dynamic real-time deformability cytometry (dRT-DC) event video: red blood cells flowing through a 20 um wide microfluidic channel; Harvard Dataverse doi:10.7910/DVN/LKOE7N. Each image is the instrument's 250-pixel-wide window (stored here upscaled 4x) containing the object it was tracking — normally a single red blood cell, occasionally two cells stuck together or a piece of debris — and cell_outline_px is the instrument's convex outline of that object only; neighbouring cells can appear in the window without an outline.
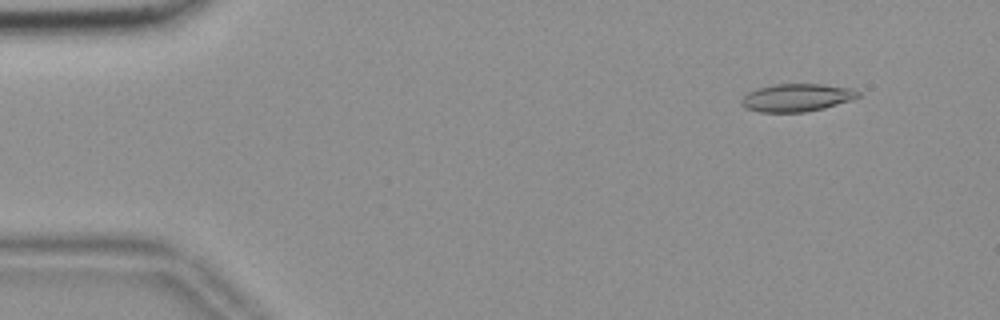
{"species": "common noctule bat (a hibernating species)", "species_latin": "Nyctalus noctula", "temperature_condition": "room temperature", "stored_images_in_passage": 56, "camera_frame_rate_fps": 3000, "um_per_image_px": 0.085, "animal": {"sex": "female", "body_mass_g": 18.4}, "frame": {"image": 1, "passage_image": 6, "time_ms": 1.667, "image_size_px": [1000, 320], "cell_outline_px": [[860, 96], [852, 100], [824, 108], [804, 112], [760, 112], [744, 108], [740, 104], [740, 100], [748, 92], [756, 88], [776, 84], [820, 84], [852, 88], [860, 92]], "centroid_in_image_um": [67.71, 8.3], "position_along_channel_um": 17.3, "area_um2": 19.02}}
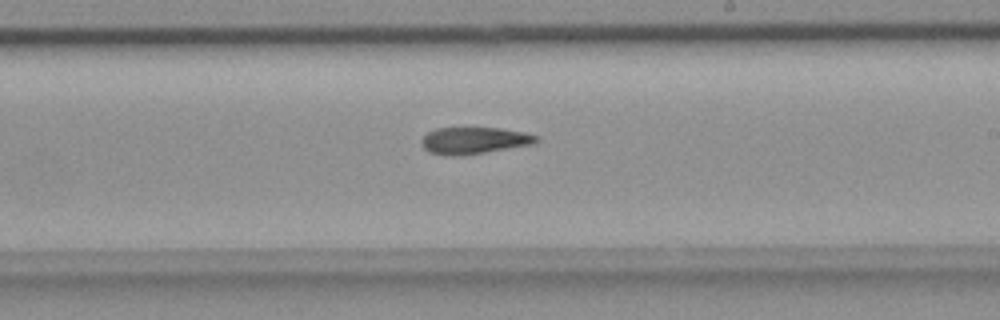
{"frame": {"image": 2, "passage_image": 33, "time_ms": 10.667, "image_size_px": [1000, 320], "cell_outline_px": [[540, 140], [532, 144], [460, 156], [448, 156], [428, 152], [424, 148], [420, 140], [428, 132], [436, 128], [500, 128], [524, 132], [540, 136]], "centroid_in_image_um": [40.29, 11.94], "position_along_channel_um": 248.7, "area_um2": 17.92}}
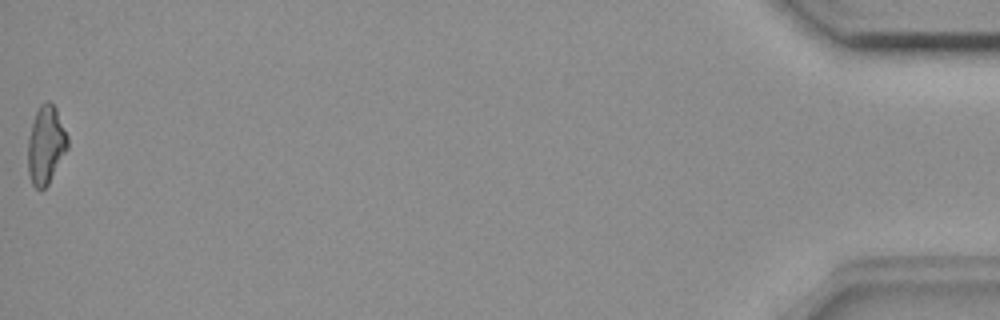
{"frame": {"image": 3, "passage_image": 56, "time_ms": 18.333, "image_size_px": [1000, 320], "cell_outline_px": [[68, 148], [48, 184], [44, 188], [36, 188], [32, 184], [28, 172], [28, 136], [36, 112], [40, 104], [48, 100], [56, 108], [68, 136]], "centroid_in_image_um": [3.9, 12.3], "position_along_channel_um": 431.3, "area_um2": 17.98}}